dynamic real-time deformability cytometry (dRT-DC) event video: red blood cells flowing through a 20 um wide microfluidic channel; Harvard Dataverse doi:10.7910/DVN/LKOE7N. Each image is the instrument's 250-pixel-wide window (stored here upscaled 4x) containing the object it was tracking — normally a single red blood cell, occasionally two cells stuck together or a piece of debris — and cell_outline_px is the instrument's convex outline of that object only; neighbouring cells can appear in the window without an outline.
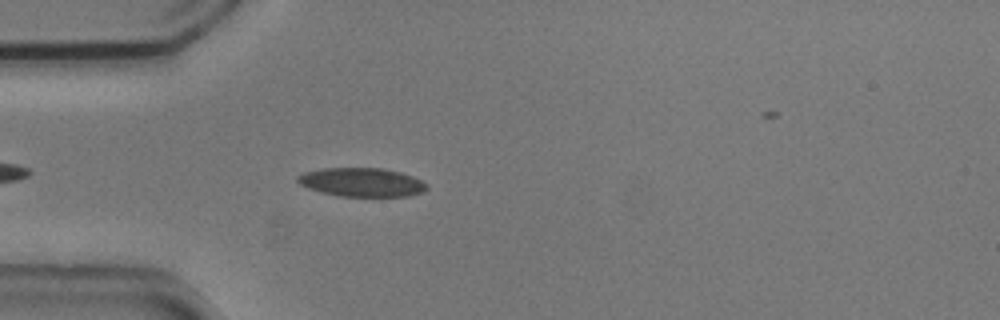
{"species": "common noctule bat (a hibernating species)", "species_latin": "Nyctalus noctula", "temperature_condition": "cold", "stored_images_in_passage": 41, "camera_frame_rate_fps": 3000, "um_per_image_px": 0.085, "animal": {"sex": "male", "body_mass_g": 20.5, "forearm_length_mm": 52.5}, "frame": {"image": 1, "passage_image": 5, "time_ms": 1.333, "image_size_px": [1000, 320], "cell_outline_px": [[428, 188], [420, 192], [408, 196], [340, 196], [320, 192], [308, 188], [300, 184], [296, 180], [296, 176], [304, 172], [324, 168], [384, 168], [400, 172], [412, 176], [428, 184]], "centroid_in_image_um": [30.72, 15.48], "position_along_channel_um": 54.3, "area_um2": 21.62}, "authors_computed_cell_mechanics": {"area_um2": 20.808, "velocity_mm_per_s": 3.7181, "shape_relaxation_time_tau1_ms": null, "shape_relaxation_time_tau2_ms": 2.4906, "deformation_change_tau1": null, "deformation_change_tau2": 0.0968}}